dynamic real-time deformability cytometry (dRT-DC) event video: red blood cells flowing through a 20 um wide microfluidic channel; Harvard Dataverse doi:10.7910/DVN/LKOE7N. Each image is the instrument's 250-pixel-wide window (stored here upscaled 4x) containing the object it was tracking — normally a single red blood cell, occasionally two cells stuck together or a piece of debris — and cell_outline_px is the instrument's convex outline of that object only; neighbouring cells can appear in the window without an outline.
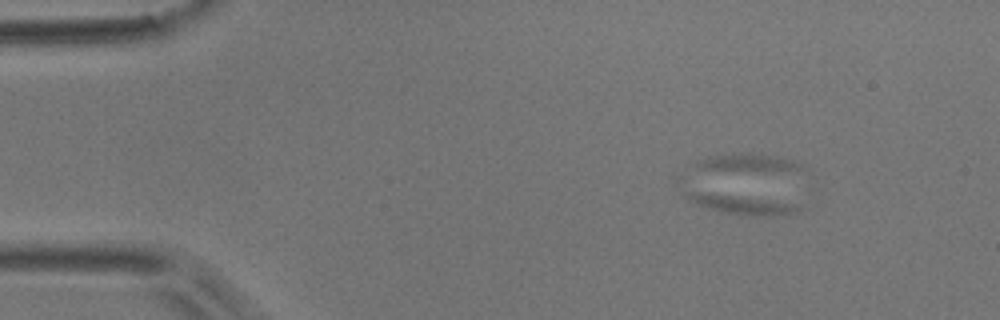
{"species": "common noctule bat (a hibernating species)", "species_latin": "Nyctalus noctula", "temperature_condition": "room temperature", "stored_images_in_passage": 45, "camera_frame_rate_fps": 3000, "um_per_image_px": 0.085, "animal": {"sex": "male", "body_mass_g": 17.9}, "frame": {"image": 1, "passage_image": 3, "time_ms": 0.667, "image_size_px": [1000, 320], "cell_outline_px": [[808, 208], [800, 212], [776, 216], [744, 216], [724, 212], [696, 204], [688, 200], [680, 192], [676, 180], [676, 176], [684, 176], [800, 204]], "centroid_in_image_um": [62.4, 16.95], "position_along_channel_um": 22.6, "area_um2": 19.25}}